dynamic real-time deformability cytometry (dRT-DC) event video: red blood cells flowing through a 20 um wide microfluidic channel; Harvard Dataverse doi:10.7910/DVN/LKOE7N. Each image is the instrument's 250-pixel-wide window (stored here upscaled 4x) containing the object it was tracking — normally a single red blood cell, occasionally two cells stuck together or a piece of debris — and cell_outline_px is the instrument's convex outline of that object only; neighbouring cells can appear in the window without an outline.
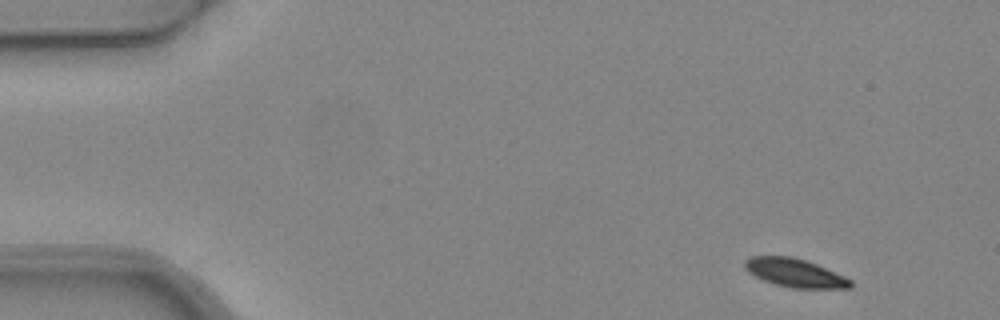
{"species": "common noctule bat (a hibernating species)", "species_latin": "Nyctalus noctula", "temperature_condition": "warm", "stored_images_in_passage": 5, "camera_frame_rate_fps": 3000, "um_per_image_px": 0.085, "animal": {"sex": "female", "body_mass_g": 24.6, "forearm_length_mm": 56.2}, "frame": {"image": 1, "passage_image": 1, "time_ms": 0.0, "image_size_px": [1000, 320], "cell_outline_px": [[852, 288], [792, 288], [776, 284], [764, 280], [748, 272], [744, 268], [744, 260], [748, 256], [792, 256], [816, 264], [844, 276], [852, 280]], "centroid_in_image_um": [67.54, 23.19], "position_along_channel_um": 17.5, "area_um2": 17.46}}
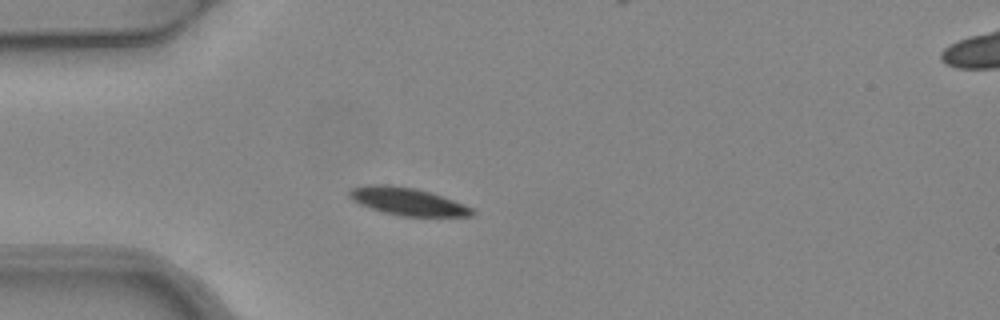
{"frame": {"image": 2, "passage_image": 4, "time_ms": 1.0, "image_size_px": [1000, 320], "cell_outline_px": [[476, 212], [472, 216], [400, 216], [384, 212], [360, 204], [352, 200], [348, 196], [348, 192], [352, 188], [368, 184], [388, 184], [416, 188], [464, 204], [472, 208]], "centroid_in_image_um": [34.61, 17.12], "position_along_channel_um": 50.4, "area_um2": 19.59}}